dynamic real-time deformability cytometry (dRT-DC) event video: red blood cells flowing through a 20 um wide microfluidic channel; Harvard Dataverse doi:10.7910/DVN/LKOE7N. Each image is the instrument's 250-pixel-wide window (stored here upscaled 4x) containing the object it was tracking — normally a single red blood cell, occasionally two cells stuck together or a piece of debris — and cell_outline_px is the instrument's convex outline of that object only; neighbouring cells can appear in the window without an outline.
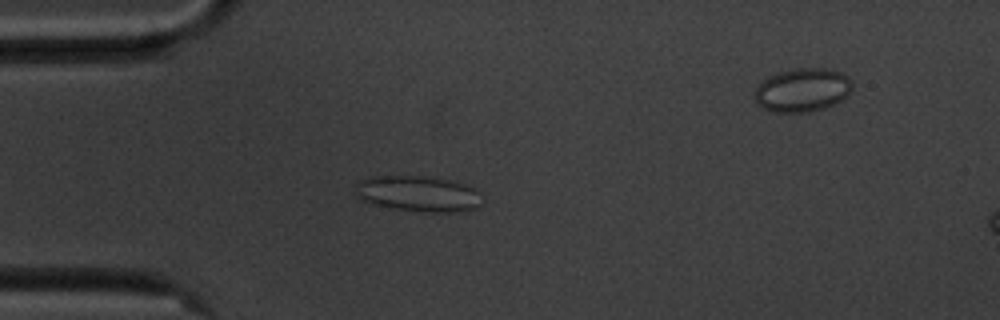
{"species": "common noctule bat (a hibernating species)", "species_latin": "Nyctalus noctula", "temperature_condition": "cold", "stored_images_in_passage": 54, "camera_frame_rate_fps": 3000, "um_per_image_px": 0.085, "animal": {"sex": "male", "body_mass_g": 20.1, "forearm_length_mm": 53.5}, "frame": {"image": 1, "passage_image": 12, "time_ms": 3.667, "image_size_px": [1000, 320], "cell_outline_px": [[480, 204], [476, 208], [452, 212], [420, 212], [396, 208], [376, 204], [364, 200], [356, 196], [356, 180], [368, 176], [420, 176], [452, 180], [468, 184], [476, 188]], "centroid_in_image_um": [35.52, 16.44], "position_along_channel_um": 49.5, "area_um2": 26.36}}
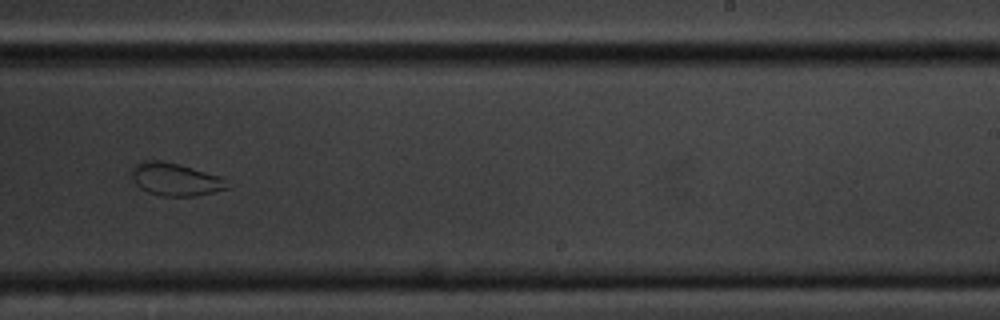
{"frame": {"image": 2, "passage_image": 32, "time_ms": 10.333, "image_size_px": [1000, 320], "cell_outline_px": [[236, 184], [228, 188], [212, 192], [192, 196], [160, 196], [148, 192], [140, 188], [136, 184], [132, 176], [132, 168], [136, 164], [144, 160], [160, 160], [180, 164], [224, 176]], "centroid_in_image_um": [15.01, 15.24], "position_along_channel_um": 274.0, "area_um2": 18.73}}
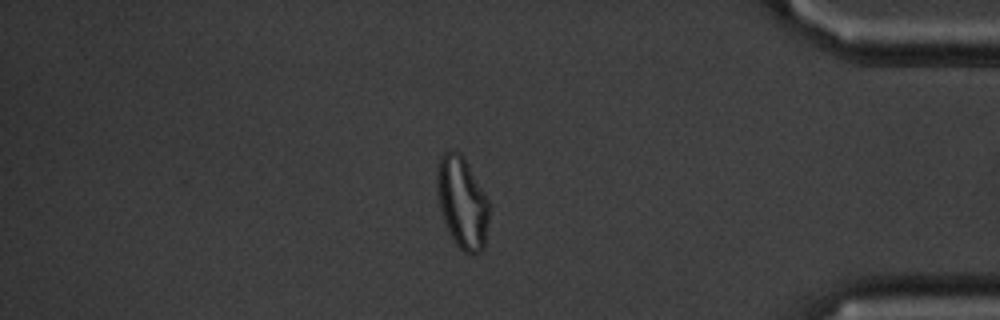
{"frame": {"image": 3, "passage_image": 45, "time_ms": 14.667, "image_size_px": [1000, 320], "cell_outline_px": [[488, 220], [484, 248], [480, 252], [472, 256], [464, 252], [456, 244], [448, 232], [440, 212], [436, 196], [436, 172], [440, 156], [444, 152], [452, 148], [460, 152], [464, 156], [484, 192], [488, 200]], "centroid_in_image_um": [39.25, 17.19], "position_along_channel_um": 396.0, "area_um2": 28.38}}